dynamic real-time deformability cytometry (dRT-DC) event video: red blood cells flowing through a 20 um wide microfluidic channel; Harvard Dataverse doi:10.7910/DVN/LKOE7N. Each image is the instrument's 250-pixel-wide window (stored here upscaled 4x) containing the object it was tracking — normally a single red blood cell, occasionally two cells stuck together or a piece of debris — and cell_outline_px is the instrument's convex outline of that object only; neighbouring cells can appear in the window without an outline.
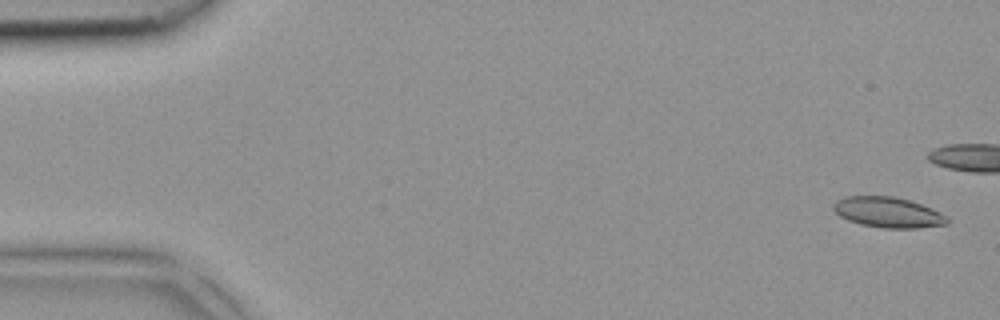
{"species": "common noctule bat (a hibernating species)", "species_latin": "Nyctalus noctula", "temperature_condition": "room temperature", "stored_images_in_passage": 6, "camera_frame_rate_fps": 3000, "um_per_image_px": 0.085, "animal": {"sex": "female", "body_mass_g": 18.4}, "frame": {"image": 1, "passage_image": 1, "time_ms": 0.0, "image_size_px": [1000, 320], "cell_outline_px": [[948, 224], [916, 228], [880, 228], [860, 224], [848, 220], [840, 216], [832, 208], [832, 204], [836, 200], [844, 196], [892, 196], [908, 200], [932, 208], [948, 216]], "centroid_in_image_um": [75.46, 18.05], "position_along_channel_um": 9.5, "area_um2": 20.29}}